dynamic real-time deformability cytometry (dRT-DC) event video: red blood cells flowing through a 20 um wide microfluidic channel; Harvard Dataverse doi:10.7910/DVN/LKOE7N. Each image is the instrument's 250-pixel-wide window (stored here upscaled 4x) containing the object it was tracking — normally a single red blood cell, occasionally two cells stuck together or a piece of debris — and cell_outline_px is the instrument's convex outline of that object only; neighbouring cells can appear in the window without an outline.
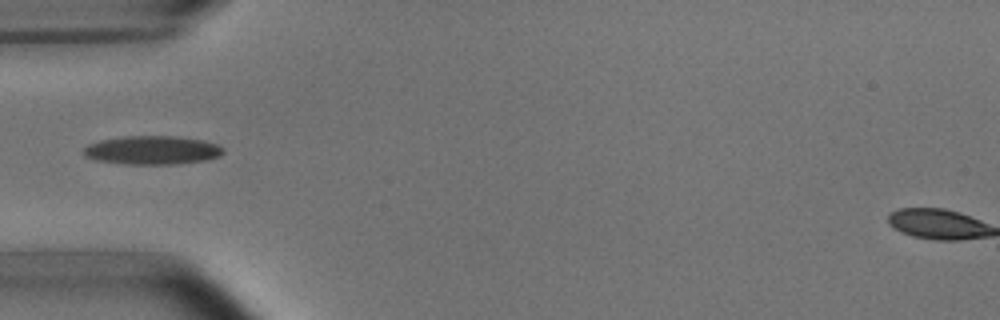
{"species": "common noctule bat (a hibernating species)", "species_latin": "Nyctalus noctula", "temperature_condition": "room temperature", "stored_images_in_passage": 6, "camera_frame_rate_fps": 3000, "um_per_image_px": 0.085, "animal": {"sex": "male", "body_mass_g": 15.6}, "frame": {"image": 1, "passage_image": 3, "time_ms": 2.333, "image_size_px": [1000, 320], "cell_outline_px": [[224, 152], [220, 156], [204, 160], [176, 164], [124, 164], [96, 160], [84, 156], [84, 148], [88, 144], [100, 140], [120, 136], [176, 136], [204, 140], [216, 144], [224, 148]], "centroid_in_image_um": [12.93, 12.76], "position_along_channel_um": 72.1, "area_um2": 23.41}}
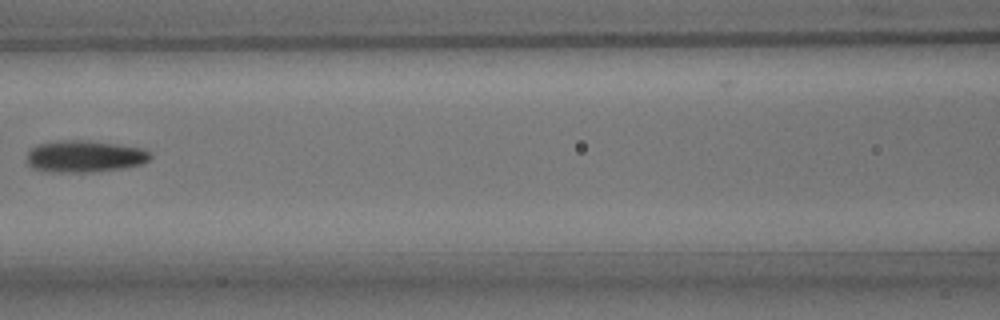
{"frame": {"image": 2, "passage_image": 5, "time_ms": 4.667, "image_size_px": [1000, 320], "cell_outline_px": [[152, 156], [144, 164], [124, 168], [88, 172], [44, 172], [32, 168], [28, 164], [28, 152], [32, 148], [40, 144], [56, 140], [88, 140], [144, 148], [152, 152]], "centroid_in_image_um": [7.23, 13.29], "position_along_channel_um": 159.4, "area_um2": 23.18}}
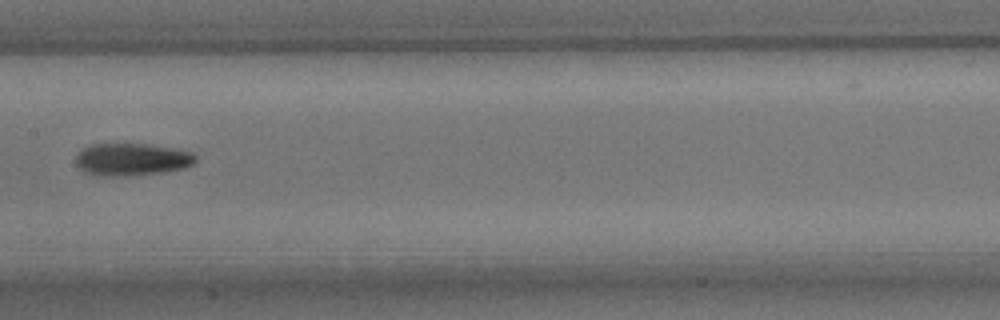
{"frame": {"image": 3, "passage_image": 6, "time_ms": 5.667, "image_size_px": [1000, 320], "cell_outline_px": [[196, 160], [192, 164], [184, 168], [164, 172], [124, 176], [96, 176], [84, 172], [76, 164], [76, 156], [84, 148], [92, 144], [148, 144], [176, 148], [192, 152], [196, 156]], "centroid_in_image_um": [11.21, 13.55], "position_along_channel_um": 196.2, "area_um2": 22.72}}